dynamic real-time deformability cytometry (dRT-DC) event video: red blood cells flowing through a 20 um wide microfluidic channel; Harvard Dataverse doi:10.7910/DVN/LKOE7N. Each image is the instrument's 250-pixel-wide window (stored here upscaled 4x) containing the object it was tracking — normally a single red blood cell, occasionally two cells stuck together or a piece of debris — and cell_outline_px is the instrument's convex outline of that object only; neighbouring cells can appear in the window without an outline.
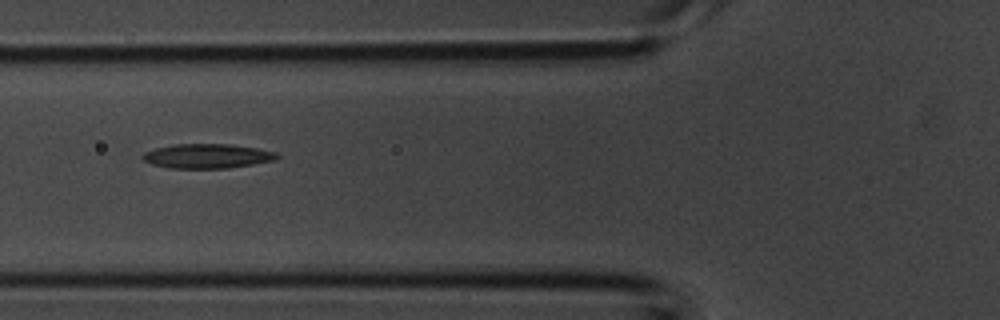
{"species": "common noctule bat (a hibernating species)", "species_latin": "Nyctalus noctula", "temperature_condition": "room temperature", "stored_images_in_passage": 4, "camera_frame_rate_fps": 3000, "um_per_image_px": 0.085, "animal": {"sex": "male", "body_mass_g": 20.1, "forearm_length_mm": 53.5}, "frame": {"image": 1, "passage_image": 4, "time_ms": 1.0, "image_size_px": [1000, 320], "cell_outline_px": [[280, 156], [276, 160], [228, 168], [168, 168], [152, 164], [144, 160], [140, 156], [144, 152], [156, 148], [172, 144], [232, 144], [256, 148], [276, 152]], "centroid_in_image_um": [17.6, 13.26], "position_along_channel_um": 108.2, "area_um2": 19.19}}